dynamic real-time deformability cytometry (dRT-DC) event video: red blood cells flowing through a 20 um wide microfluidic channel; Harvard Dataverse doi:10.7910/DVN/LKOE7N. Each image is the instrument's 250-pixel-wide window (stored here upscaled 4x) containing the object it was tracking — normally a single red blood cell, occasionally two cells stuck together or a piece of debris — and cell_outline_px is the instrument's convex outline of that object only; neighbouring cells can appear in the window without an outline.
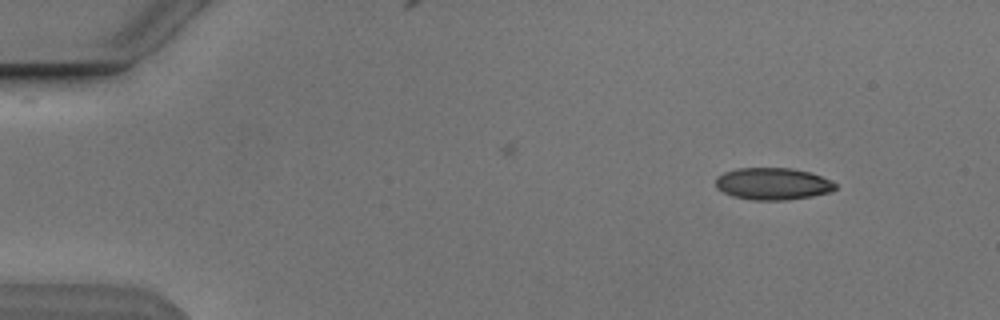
{"species": "Egyptian fruit bat (a non-hibernating species)", "species_latin": "Rousettus aegyptiacus", "temperature_condition": "cold", "stored_images_in_passage": 3, "camera_frame_rate_fps": 3000, "um_per_image_px": 0.085, "animal": {"sex": "male"}, "frame": {"image": 1, "passage_image": 1, "time_ms": 0.0, "image_size_px": [1000, 320], "cell_outline_px": [[836, 188], [832, 192], [812, 196], [784, 200], [752, 200], [732, 196], [716, 188], [716, 176], [724, 172], [736, 168], [792, 168], [808, 172], [820, 176], [836, 184]], "centroid_in_image_um": [65.65, 15.62], "position_along_channel_um": 19.3, "area_um2": 22.31}}
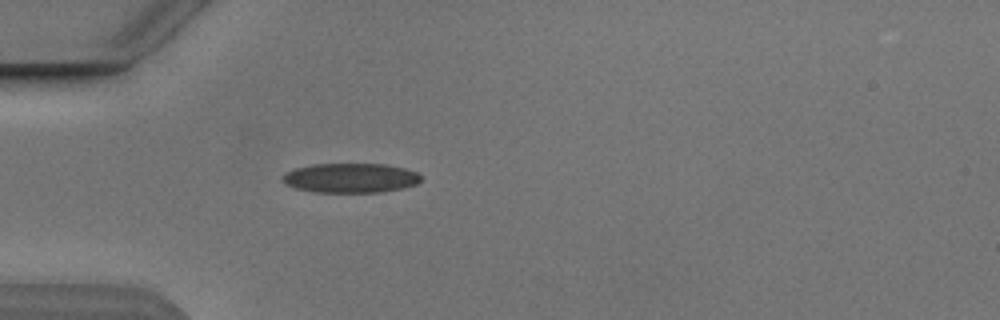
{"frame": {"image": 2, "passage_image": 3, "time_ms": 3.333, "image_size_px": [1000, 320], "cell_outline_px": [[420, 180], [416, 184], [404, 188], [380, 192], [316, 192], [296, 188], [284, 184], [280, 180], [280, 176], [284, 172], [296, 168], [312, 164], [384, 164], [404, 168], [416, 172], [420, 176]], "centroid_in_image_um": [29.73, 15.12], "position_along_channel_um": 55.3, "area_um2": 23.93}}